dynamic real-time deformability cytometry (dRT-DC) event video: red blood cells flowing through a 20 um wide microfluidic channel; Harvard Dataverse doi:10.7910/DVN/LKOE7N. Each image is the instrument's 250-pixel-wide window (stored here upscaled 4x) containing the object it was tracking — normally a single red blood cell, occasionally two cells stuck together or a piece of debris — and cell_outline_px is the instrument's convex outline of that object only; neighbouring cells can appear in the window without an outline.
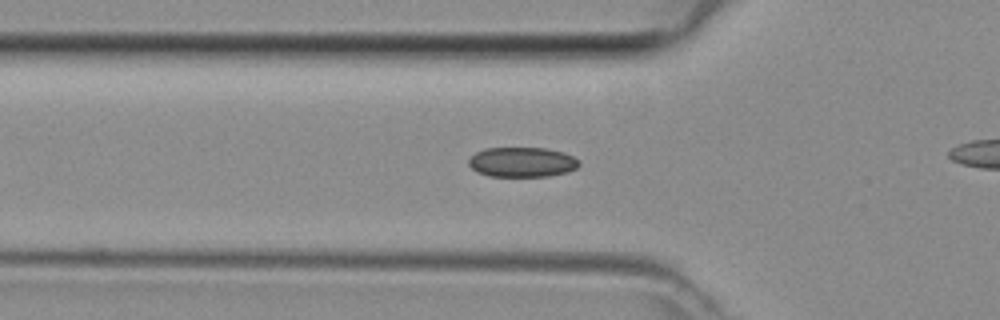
{"species": "common noctule bat (a hibernating species)", "species_latin": "Nyctalus noctula", "temperature_condition": "room temperature", "stored_images_in_passage": 31, "camera_frame_rate_fps": 3000, "um_per_image_px": 0.085, "animal": {"sex": "female", "body_mass_g": 29.2, "forearm_length_mm": 56.3}, "frame": {"image": 1, "passage_image": 9, "time_ms": 2.667, "image_size_px": [1000, 320], "cell_outline_px": [[580, 164], [576, 168], [568, 172], [548, 176], [488, 176], [476, 172], [468, 164], [468, 160], [476, 152], [484, 148], [548, 148], [564, 152], [580, 160]], "centroid_in_image_um": [44.39, 13.77], "position_along_channel_um": 81.4, "area_um2": 19.36}}
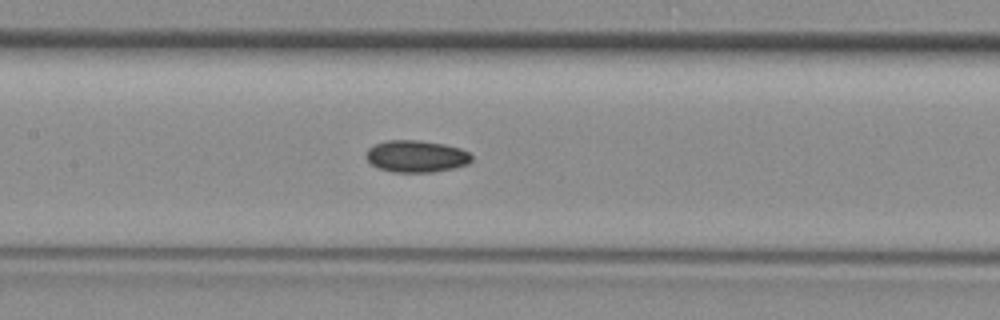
{"frame": {"image": 2, "passage_image": 15, "time_ms": 4.667, "image_size_px": [1000, 320], "cell_outline_px": [[472, 160], [468, 164], [452, 168], [432, 172], [392, 172], [380, 168], [372, 164], [364, 156], [368, 148], [376, 144], [388, 140], [416, 140], [444, 144], [460, 148], [468, 152], [472, 156]], "centroid_in_image_um": [35.38, 13.28], "position_along_channel_um": 172.0, "area_um2": 19.54}}
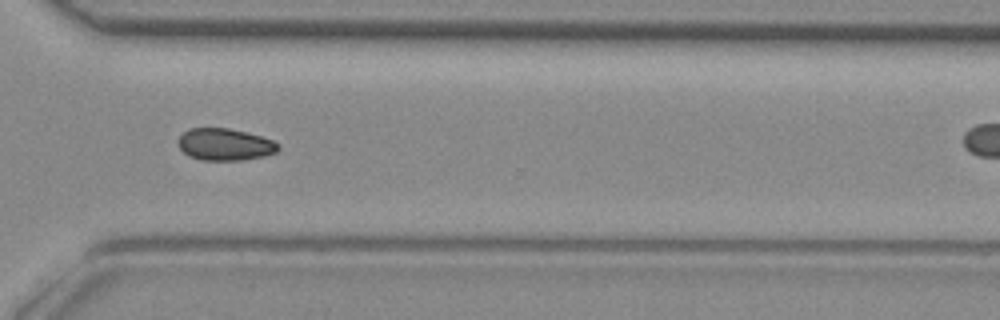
{"frame": {"image": 3, "passage_image": 27, "time_ms": 8.667, "image_size_px": [1000, 320], "cell_outline_px": [[280, 148], [276, 152], [264, 156], [244, 160], [200, 160], [188, 156], [180, 148], [176, 140], [188, 128], [228, 128], [260, 136], [272, 140], [280, 144]], "centroid_in_image_um": [19.1, 12.28], "position_along_channel_um": 351.5, "area_um2": 18.73}}